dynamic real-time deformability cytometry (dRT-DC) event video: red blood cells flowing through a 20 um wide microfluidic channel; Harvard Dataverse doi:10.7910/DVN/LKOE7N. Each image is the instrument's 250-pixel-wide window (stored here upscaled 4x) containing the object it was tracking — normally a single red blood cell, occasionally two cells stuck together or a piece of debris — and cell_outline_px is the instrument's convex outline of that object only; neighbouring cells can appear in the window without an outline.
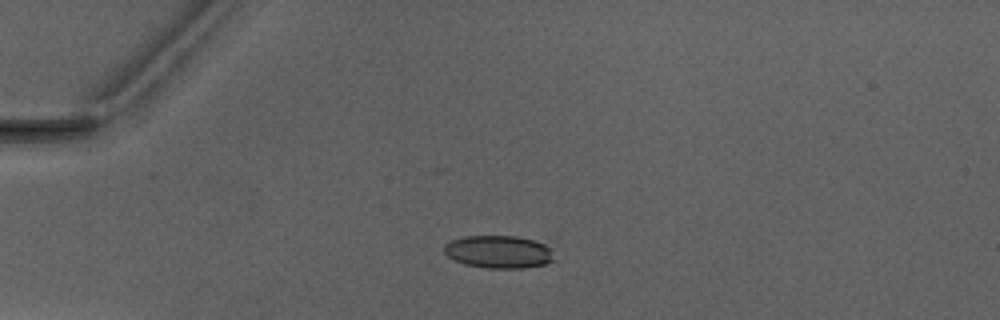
{"species": "Egyptian fruit bat (a non-hibernating species)", "species_latin": "Rousettus aegyptiacus", "temperature_condition": "warm", "stored_images_in_passage": 3, "camera_frame_rate_fps": 3000, "um_per_image_px": 0.085, "animal": {"sex": "male"}, "frame": {"image": 1, "passage_image": 3, "time_ms": 3.0, "image_size_px": [1000, 320], "cell_outline_px": [[552, 260], [544, 264], [520, 268], [488, 268], [464, 264], [452, 260], [444, 252], [444, 244], [452, 240], [464, 236], [516, 236], [532, 240], [544, 244], [552, 248]], "centroid_in_image_um": [42.34, 21.4], "position_along_channel_um": 42.7, "area_um2": 20.87}}